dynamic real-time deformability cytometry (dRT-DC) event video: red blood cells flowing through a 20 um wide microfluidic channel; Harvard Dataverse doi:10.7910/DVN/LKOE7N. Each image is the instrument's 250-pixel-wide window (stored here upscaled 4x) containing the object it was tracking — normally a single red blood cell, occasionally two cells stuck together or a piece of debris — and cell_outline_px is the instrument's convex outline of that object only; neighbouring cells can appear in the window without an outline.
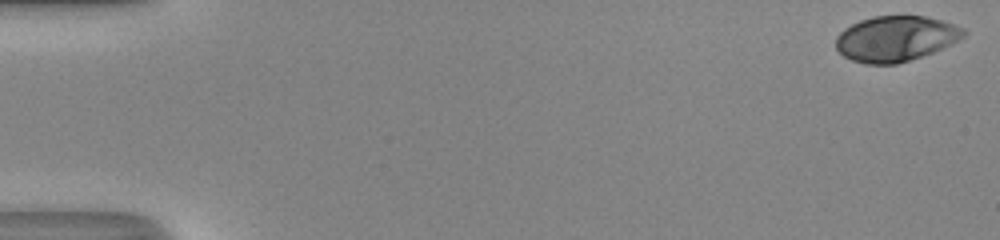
{"species": "human", "species_latin": "Homo sapiens", "temperature_condition": "room temperature", "stored_images_in_passage": 45, "camera_frame_rate_fps": 3000, "um_per_image_px": 0.085, "donor": {"sex": "male"}, "frame": {"image": 1, "passage_image": 1, "time_ms": 0.0, "image_size_px": [1000, 240], "cell_outline_px": [[968, 32], [964, 36], [932, 52], [896, 64], [864, 64], [852, 60], [844, 56], [836, 48], [836, 36], [844, 28], [860, 20], [872, 16], [924, 16], [940, 20], [964, 28]], "centroid_in_image_um": [76.09, 3.28], "position_along_channel_um": 8.9, "area_um2": 33.47}}
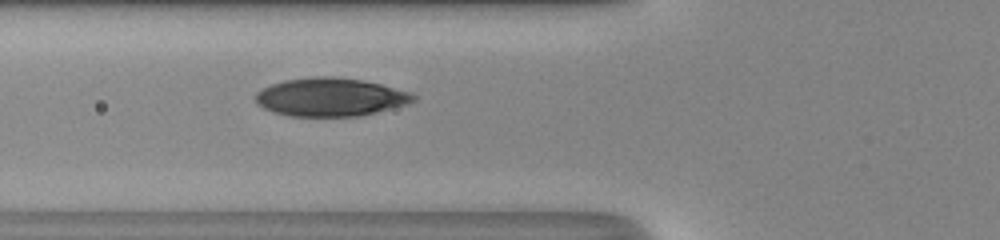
{"frame": {"image": 2, "passage_image": 20, "time_ms": 6.333, "image_size_px": [1000, 240], "cell_outline_px": [[416, 100], [408, 104], [360, 116], [288, 116], [272, 112], [256, 104], [256, 92], [272, 84], [284, 80], [312, 76], [336, 76], [364, 80], [412, 92], [416, 96]], "centroid_in_image_um": [28.1, 8.25], "position_along_channel_um": 97.7, "area_um2": 35.49}}
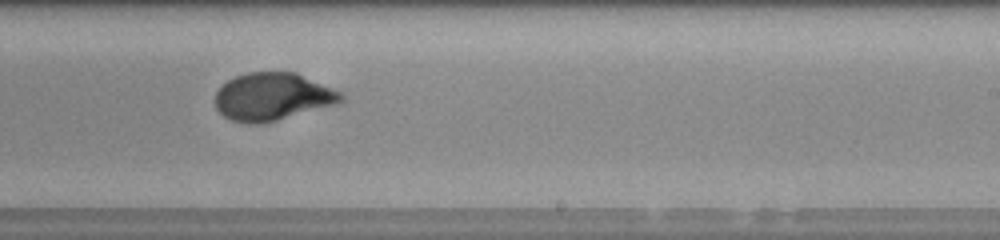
{"frame": {"image": 3, "passage_image": 32, "time_ms": 10.333, "image_size_px": [1000, 240], "cell_outline_px": [[344, 100], [340, 104], [264, 124], [248, 124], [232, 120], [224, 116], [216, 108], [216, 92], [228, 80], [236, 76], [248, 72], [296, 72], [340, 92], [344, 96]], "centroid_in_image_um": [23.2, 8.24], "position_along_channel_um": 265.8, "area_um2": 35.14}, "authors_computed_cell_mechanics": {"area_um2": 34.9112, "velocity_mm_per_s": 4.2123, "shape_relaxation_time_tau1_ms": 5.7344, "shape_relaxation_time_tau2_ms": null, "deformation_change_tau1": 0.2456, "deformation_change_tau2": null}}